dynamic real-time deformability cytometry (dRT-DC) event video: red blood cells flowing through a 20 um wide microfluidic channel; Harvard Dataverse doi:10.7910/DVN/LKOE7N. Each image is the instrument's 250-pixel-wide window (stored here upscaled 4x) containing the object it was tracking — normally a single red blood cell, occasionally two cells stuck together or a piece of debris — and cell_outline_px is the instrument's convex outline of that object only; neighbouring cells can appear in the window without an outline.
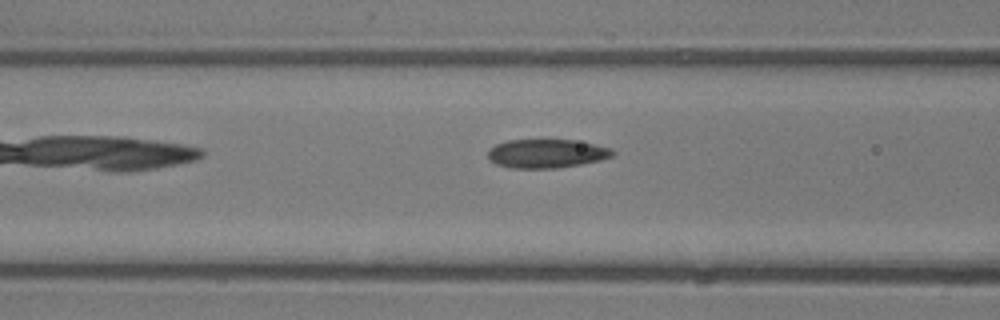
{"species": "common noctule bat (a hibernating species)", "species_latin": "Nyctalus noctula", "temperature_condition": "room temperature", "stored_images_in_passage": 6, "camera_frame_rate_fps": 3000, "um_per_image_px": 0.085, "animal": {"sex": "male", "body_mass_g": 13.3}, "frame": {"image": 1, "passage_image": 4, "time_ms": 1.0, "image_size_px": [1000, 320], "cell_outline_px": [[616, 152], [612, 156], [600, 160], [580, 164], [556, 168], [512, 168], [496, 164], [488, 156], [488, 152], [496, 144], [508, 140], [572, 140], [596, 144], [612, 148]], "centroid_in_image_um": [46.5, 13.05], "position_along_channel_um": 120.1, "area_um2": 20.75}}